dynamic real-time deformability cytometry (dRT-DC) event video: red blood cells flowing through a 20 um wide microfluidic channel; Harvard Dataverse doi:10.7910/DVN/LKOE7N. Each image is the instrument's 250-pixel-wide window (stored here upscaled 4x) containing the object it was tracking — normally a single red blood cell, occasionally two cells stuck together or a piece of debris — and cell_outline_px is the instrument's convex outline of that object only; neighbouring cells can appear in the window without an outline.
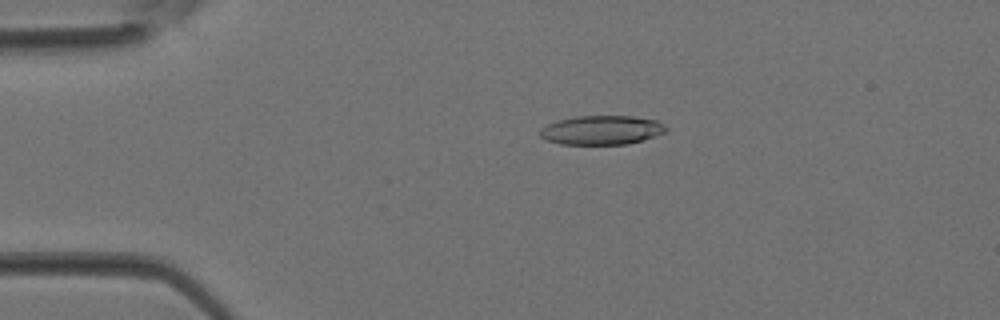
{"species": "Egyptian fruit bat (a non-hibernating species)", "species_latin": "Rousettus aegyptiacus", "temperature_condition": "room temperature", "stored_images_in_passage": 32, "camera_frame_rate_fps": 3000, "um_per_image_px": 0.085, "animal": {"sex": "female"}, "frame": {"image": 1, "passage_image": 2, "time_ms": 0.333, "image_size_px": [1000, 320], "cell_outline_px": [[668, 128], [664, 132], [628, 144], [560, 144], [548, 140], [540, 136], [540, 128], [556, 120], [576, 116], [632, 116], [656, 120], [664, 124]], "centroid_in_image_um": [51.11, 11.05], "position_along_channel_um": 33.9, "area_um2": 21.21}}
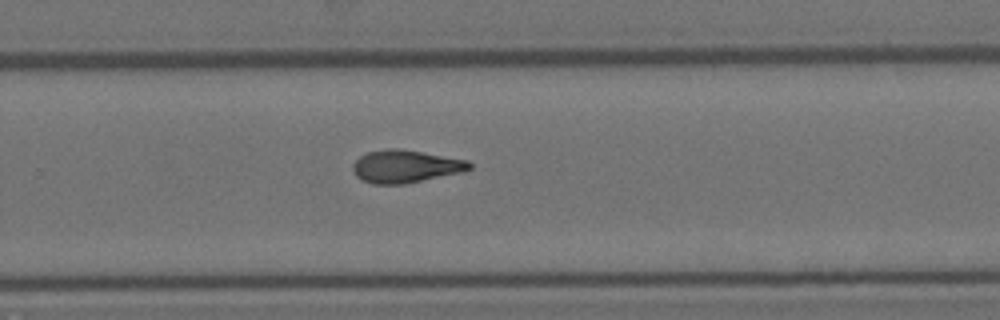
{"frame": {"image": 2, "passage_image": 19, "time_ms": 6.0, "image_size_px": [1000, 320], "cell_outline_px": [[472, 168], [464, 172], [404, 184], [372, 184], [356, 176], [352, 168], [352, 164], [360, 156], [368, 152], [388, 148], [396, 148], [468, 160], [472, 164]], "centroid_in_image_um": [34.48, 14.15], "position_along_channel_um": 295.3, "area_um2": 22.14}}
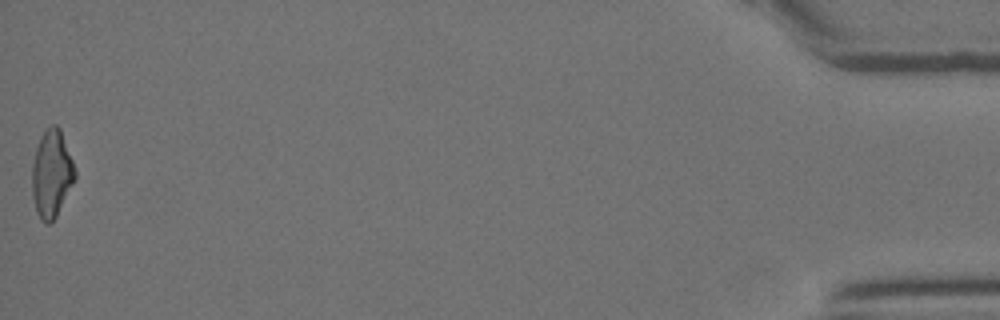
{"frame": {"image": 3, "passage_image": 32, "time_ms": 10.333, "image_size_px": [1000, 320], "cell_outline_px": [[76, 180], [56, 216], [48, 224], [44, 224], [40, 220], [36, 212], [32, 196], [32, 164], [36, 148], [40, 136], [52, 124], [56, 124], [60, 128], [72, 160], [76, 172]], "centroid_in_image_um": [4.38, 14.8], "position_along_channel_um": 430.8, "area_um2": 21.96}}